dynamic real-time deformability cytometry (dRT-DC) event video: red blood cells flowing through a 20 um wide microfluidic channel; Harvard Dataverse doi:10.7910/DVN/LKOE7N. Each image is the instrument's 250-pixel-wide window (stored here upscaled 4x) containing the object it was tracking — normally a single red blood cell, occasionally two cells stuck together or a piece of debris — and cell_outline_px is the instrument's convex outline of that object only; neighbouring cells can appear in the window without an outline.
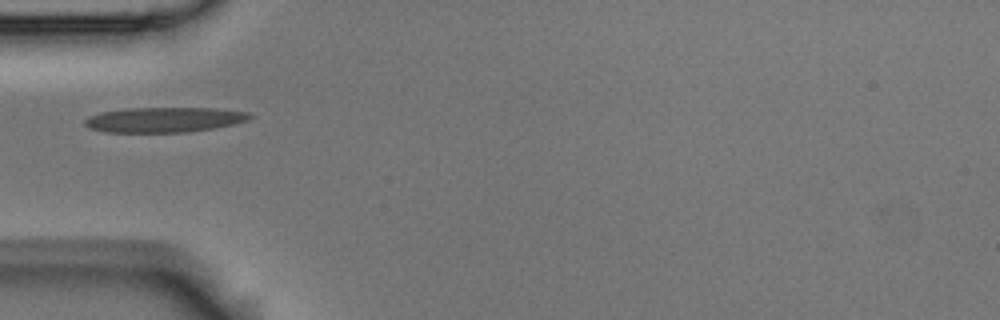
{"species": "Egyptian fruit bat (a non-hibernating species)", "species_latin": "Rousettus aegyptiacus", "temperature_condition": "room temperature", "stored_images_in_passage": 3, "camera_frame_rate_fps": 3000, "um_per_image_px": 0.085, "animal": {"sex": "male"}, "frame": {"image": 1, "passage_image": 1, "time_ms": 0.0, "image_size_px": [1000, 320], "cell_outline_px": [[252, 116], [248, 120], [232, 124], [212, 128], [188, 132], [104, 132], [88, 128], [84, 124], [84, 120], [88, 116], [100, 112], [124, 108], [216, 108], [248, 112]], "centroid_in_image_um": [13.9, 10.17], "position_along_channel_um": 71.1, "area_um2": 24.16}}
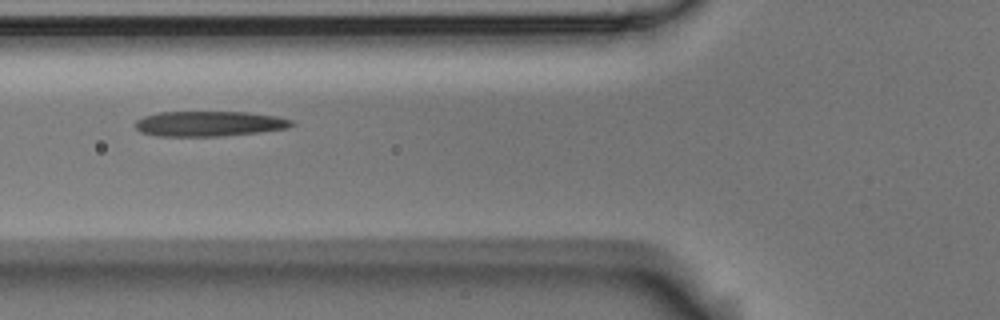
{"frame": {"image": 2, "passage_image": 2, "time_ms": 0.333, "image_size_px": [1000, 320], "cell_outline_px": [[296, 124], [288, 128], [260, 132], [220, 136], [156, 136], [140, 132], [136, 128], [136, 120], [144, 116], [160, 112], [248, 112], [276, 116], [292, 120]], "centroid_in_image_um": [17.79, 10.51], "position_along_channel_um": 108.0, "area_um2": 23.0}}
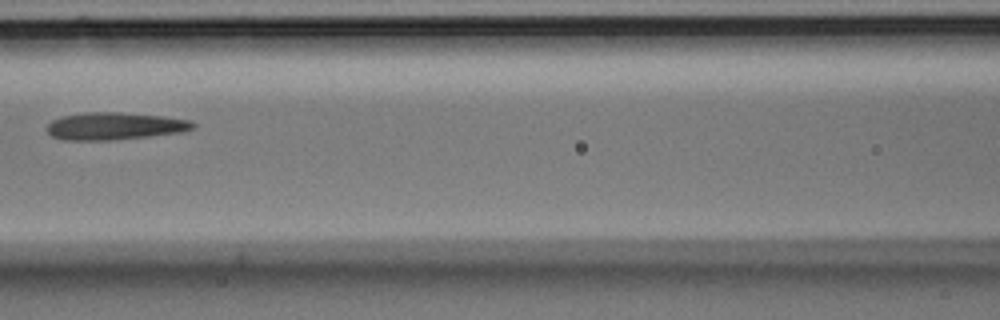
{"frame": {"image": 3, "passage_image": 3, "time_ms": 0.667, "image_size_px": [1000, 320], "cell_outline_px": [[196, 128], [180, 132], [148, 136], [112, 140], [64, 140], [52, 136], [48, 132], [48, 124], [52, 120], [60, 116], [84, 112], [120, 112], [164, 116], [192, 120], [196, 124]], "centroid_in_image_um": [9.77, 10.7], "position_along_channel_um": 156.8, "area_um2": 23.41}}